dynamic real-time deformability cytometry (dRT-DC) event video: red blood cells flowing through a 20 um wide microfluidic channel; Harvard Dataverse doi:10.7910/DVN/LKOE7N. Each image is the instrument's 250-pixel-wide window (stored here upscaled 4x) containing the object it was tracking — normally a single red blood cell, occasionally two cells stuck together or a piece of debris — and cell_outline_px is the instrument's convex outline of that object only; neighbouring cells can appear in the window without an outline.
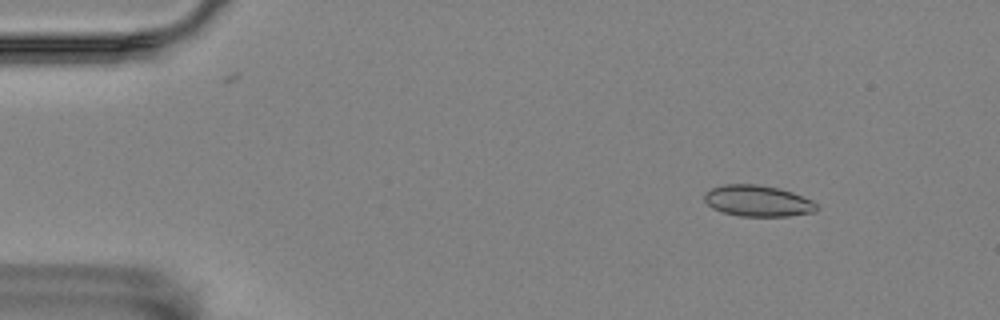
{"species": "Egyptian fruit bat (a non-hibernating species)", "species_latin": "Rousettus aegyptiacus", "temperature_condition": "room temperature", "stored_images_in_passage": 4, "camera_frame_rate_fps": 3000, "um_per_image_px": 0.085, "animal": {"sex": "female"}, "frame": {"image": 1, "passage_image": 1, "time_ms": 0.0, "image_size_px": [1000, 320], "cell_outline_px": [[816, 212], [788, 216], [740, 216], [724, 212], [712, 208], [704, 200], [704, 192], [712, 188], [724, 184], [756, 184], [780, 188], [792, 192], [812, 200], [816, 204]], "centroid_in_image_um": [64.4, 17.07], "position_along_channel_um": 20.6, "area_um2": 20.4}}